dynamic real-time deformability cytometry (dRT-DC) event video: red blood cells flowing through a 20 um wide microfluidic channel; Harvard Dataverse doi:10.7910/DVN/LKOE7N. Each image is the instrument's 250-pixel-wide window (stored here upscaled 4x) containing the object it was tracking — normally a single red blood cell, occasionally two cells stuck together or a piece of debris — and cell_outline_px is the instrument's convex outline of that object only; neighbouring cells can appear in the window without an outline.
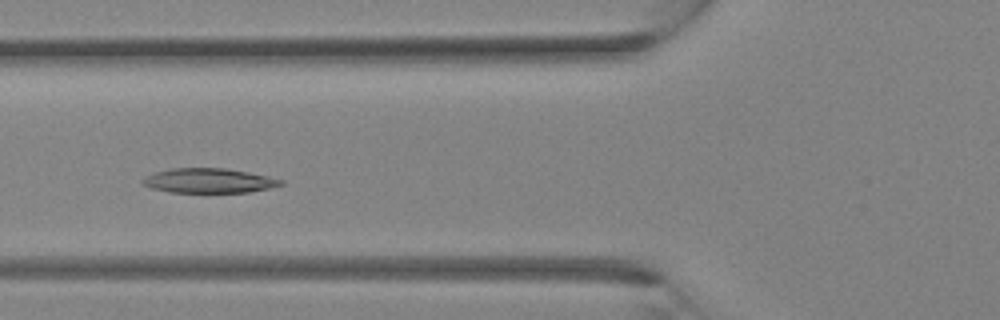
{"species": "Egyptian fruit bat (a non-hibernating species)", "species_latin": "Rousettus aegyptiacus", "temperature_condition": "room temperature", "stored_images_in_passage": 33, "camera_frame_rate_fps": 3000, "um_per_image_px": 0.085, "animal": {"sex": "female"}, "frame": {"image": 1, "passage_image": 12, "time_ms": 3.667, "image_size_px": [1000, 320], "cell_outline_px": [[284, 184], [268, 188], [248, 192], [168, 192], [152, 188], [140, 184], [140, 180], [152, 172], [168, 168], [224, 168], [248, 172], [268, 176], [284, 180]], "centroid_in_image_um": [17.69, 15.35], "position_along_channel_um": 108.1, "area_um2": 19.94}}
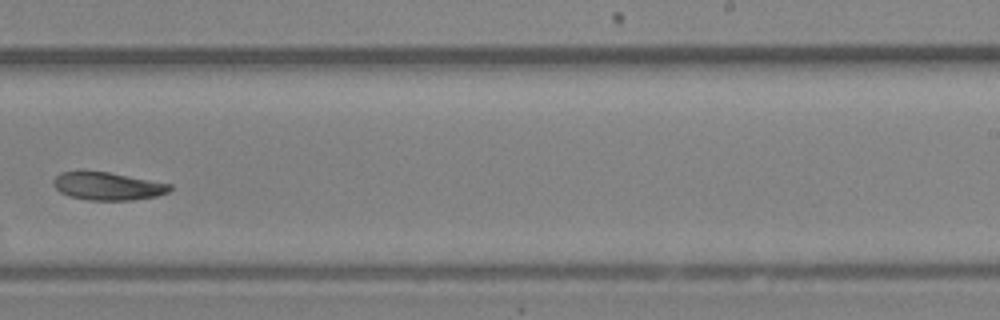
{"frame": {"image": 2, "passage_image": 21, "time_ms": 6.667, "image_size_px": [1000, 320], "cell_outline_px": [[172, 188], [168, 192], [156, 196], [132, 200], [88, 200], [68, 196], [60, 192], [52, 184], [52, 180], [60, 172], [108, 172], [172, 184]], "centroid_in_image_um": [9.14, 15.83], "position_along_channel_um": 279.9, "area_um2": 18.79}}
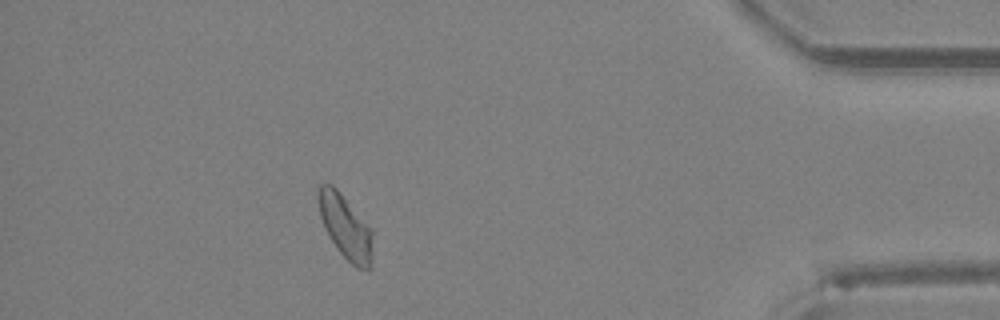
{"frame": {"image": 3, "passage_image": 30, "time_ms": 9.667, "image_size_px": [1000, 320], "cell_outline_px": [[372, 260], [368, 268], [356, 268], [340, 252], [324, 228], [320, 216], [316, 200], [320, 184], [332, 184], [340, 192], [372, 228]], "centroid_in_image_um": [29.35, 19.24], "position_along_channel_um": 405.8, "area_um2": 20.17}}